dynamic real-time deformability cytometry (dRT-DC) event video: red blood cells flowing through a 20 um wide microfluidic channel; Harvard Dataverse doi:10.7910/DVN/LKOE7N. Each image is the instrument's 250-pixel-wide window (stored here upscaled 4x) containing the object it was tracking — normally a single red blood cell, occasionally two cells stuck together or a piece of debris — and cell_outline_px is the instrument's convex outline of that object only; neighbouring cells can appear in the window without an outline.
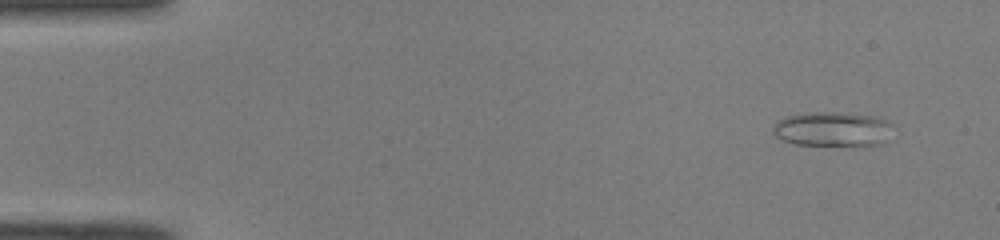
{"species": "common noctule bat (a hibernating species)", "species_latin": "Nyctalus noctula", "temperature_condition": "room temperature", "stored_images_in_passage": 47, "camera_frame_rate_fps": 3000, "um_per_image_px": 0.085, "animal": {"sex": "male", "body_mass_g": 19.0, "forearm_length_mm": 50.8}, "frame": {"image": 1, "passage_image": 1, "time_ms": 0.0, "image_size_px": [1000, 240], "cell_outline_px": [[888, 124], [884, 144], [796, 144], [784, 140], [776, 136], [772, 132], [772, 128], [776, 120], [788, 116], [808, 112], [840, 112], [876, 116], [884, 120]], "centroid_in_image_um": [70.65, 10.94], "position_along_channel_um": 14.3, "area_um2": 23.41}}
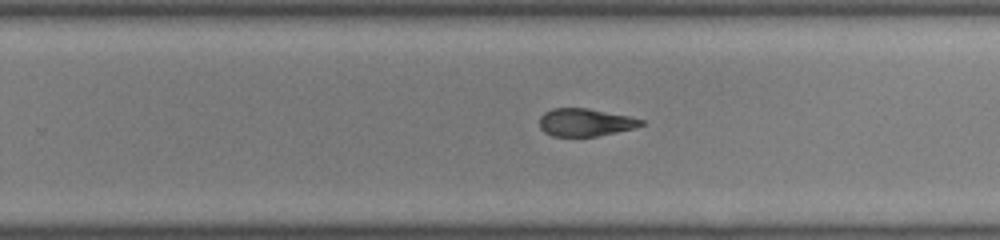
{"frame": {"image": 2, "passage_image": 29, "time_ms": 9.333, "image_size_px": [1000, 240], "cell_outline_px": [[644, 124], [632, 128], [616, 132], [596, 136], [552, 136], [544, 132], [540, 128], [540, 116], [544, 112], [552, 108], [588, 108], [628, 116], [644, 120]], "centroid_in_image_um": [49.71, 10.39], "position_along_channel_um": 280.1, "area_um2": 16.3}}
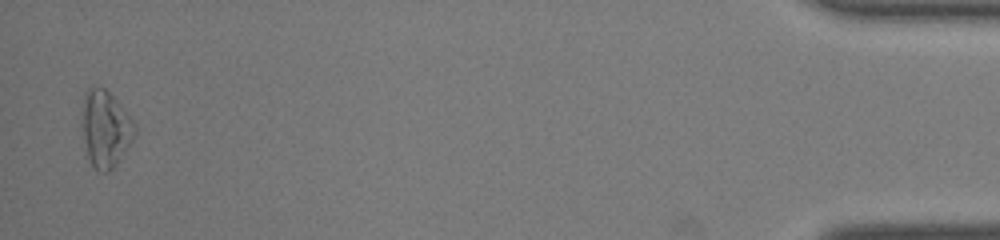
{"frame": {"image": 3, "passage_image": 46, "time_ms": 15.0, "image_size_px": [1000, 240], "cell_outline_px": [[136, 132], [132, 140], [116, 164], [108, 172], [100, 172], [92, 164], [88, 156], [80, 128], [84, 92], [92, 84], [104, 88], [112, 96], [136, 124]], "centroid_in_image_um": [8.92, 10.91], "position_along_channel_um": 426.3, "area_um2": 23.58}, "authors_computed_cell_mechanics": {"area_um2": 18.5538, "velocity_mm_per_s": 4.0996, "shape_relaxation_time_tau1_ms": 11.1385, "shape_relaxation_time_tau2_ms": 3.1431, "deformation_change_tau1": 0.2629, "deformation_change_tau2": 0.1241}}